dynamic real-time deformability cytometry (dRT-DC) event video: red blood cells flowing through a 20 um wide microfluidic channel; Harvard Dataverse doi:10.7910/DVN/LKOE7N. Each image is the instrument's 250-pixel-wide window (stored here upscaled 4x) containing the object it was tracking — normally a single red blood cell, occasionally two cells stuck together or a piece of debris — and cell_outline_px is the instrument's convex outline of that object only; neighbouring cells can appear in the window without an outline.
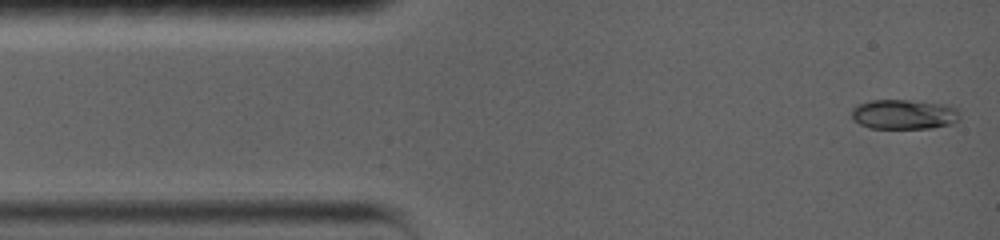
{"species": "common noctule bat (a hibernating species)", "species_latin": "Nyctalus noctula", "temperature_condition": "warm", "stored_images_in_passage": 10, "camera_frame_rate_fps": 5000, "um_per_image_px": 0.085, "animal": {"sex": "female", "body_mass_g": 19.0, "forearm_length_mm": 56.7}, "frame": {"image": 1, "passage_image": 1, "time_ms": 0.0, "image_size_px": [1000, 240], "cell_outline_px": [[960, 120], [948, 124], [932, 128], [868, 128], [852, 120], [852, 108], [860, 104], [872, 100], [908, 100], [948, 104], [956, 108], [960, 112]], "centroid_in_image_um": [76.86, 9.72], "position_along_channel_um": 8.1, "area_um2": 18.9}}
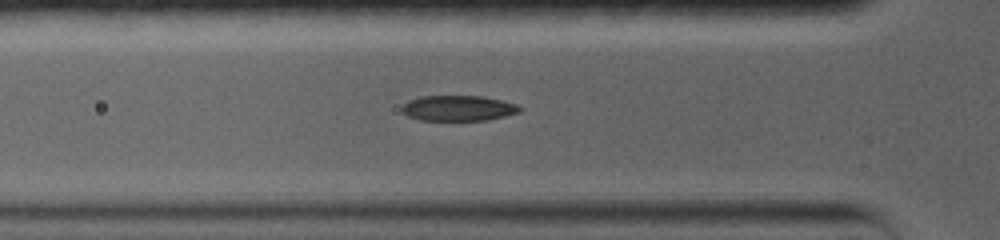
{"frame": {"image": 2, "passage_image": 7, "time_ms": 4.0, "image_size_px": [1000, 240], "cell_outline_px": [[524, 108], [520, 112], [488, 120], [420, 120], [408, 116], [400, 112], [400, 108], [408, 100], [420, 96], [484, 96], [516, 104]], "centroid_in_image_um": [38.93, 9.19], "position_along_channel_um": 86.9, "area_um2": 17.63}}
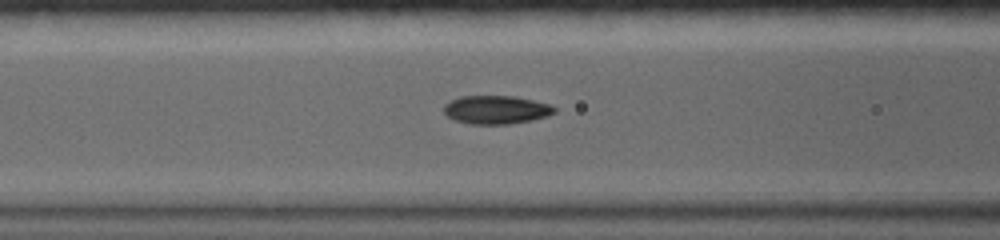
{"frame": {"image": 3, "passage_image": 9, "time_ms": 5.0, "image_size_px": [1000, 240], "cell_outline_px": [[556, 112], [548, 116], [532, 120], [512, 124], [468, 124], [456, 120], [448, 116], [444, 112], [444, 104], [448, 100], [460, 96], [516, 96], [548, 104], [556, 108]], "centroid_in_image_um": [42.16, 9.33], "position_along_channel_um": 124.4, "area_um2": 18.44}}